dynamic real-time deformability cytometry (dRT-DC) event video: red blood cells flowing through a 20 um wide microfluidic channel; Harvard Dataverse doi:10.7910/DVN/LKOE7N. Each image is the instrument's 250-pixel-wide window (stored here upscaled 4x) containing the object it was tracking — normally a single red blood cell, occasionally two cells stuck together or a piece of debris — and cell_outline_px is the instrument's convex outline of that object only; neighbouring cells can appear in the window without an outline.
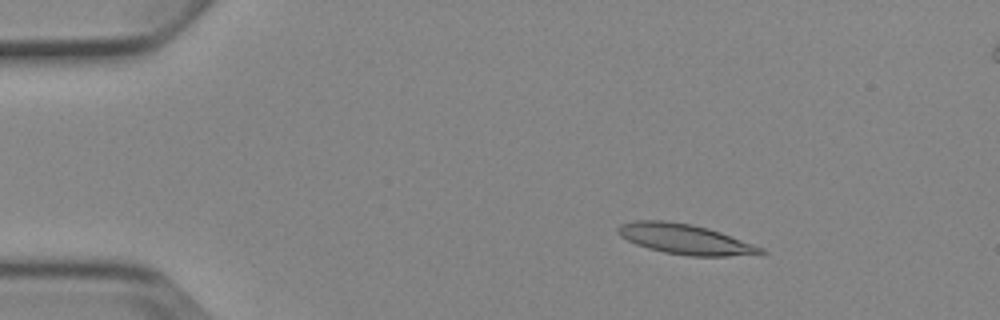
{"species": "Egyptian fruit bat (a non-hibernating species)", "species_latin": "Rousettus aegyptiacus", "temperature_condition": "cold", "stored_images_in_passage": 5, "camera_frame_rate_fps": 3000, "um_per_image_px": 0.085, "animal": {"sex": "female"}, "frame": {"image": 1, "passage_image": 2, "time_ms": 2.0, "image_size_px": [1000, 320], "cell_outline_px": [[768, 252], [764, 256], [688, 256], [664, 252], [648, 248], [636, 244], [620, 236], [616, 232], [616, 228], [620, 224], [636, 220], [668, 220], [692, 224], [708, 228], [720, 232], [764, 248]], "centroid_in_image_um": [58.3, 20.34], "position_along_channel_um": 26.7, "area_um2": 25.55}}